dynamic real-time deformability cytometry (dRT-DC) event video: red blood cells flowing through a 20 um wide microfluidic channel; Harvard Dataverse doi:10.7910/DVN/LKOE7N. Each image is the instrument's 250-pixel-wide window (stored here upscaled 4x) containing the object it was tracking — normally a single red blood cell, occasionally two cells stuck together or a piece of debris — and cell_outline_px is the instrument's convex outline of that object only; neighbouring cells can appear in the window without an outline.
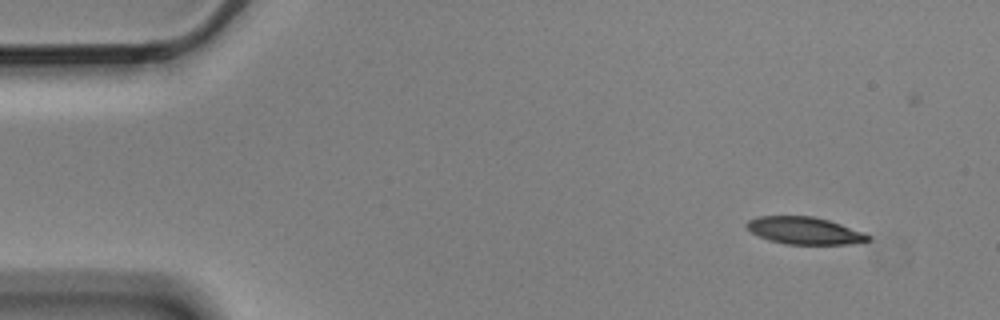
{"species": "Egyptian fruit bat (a non-hibernating species)", "species_latin": "Rousettus aegyptiacus", "temperature_condition": "cold", "stored_images_in_passage": 4, "camera_frame_rate_fps": 3000, "um_per_image_px": 0.085, "animal": {"sex": "male"}, "frame": {"image": 1, "passage_image": 1, "time_ms": 0.0, "image_size_px": [1000, 320], "cell_outline_px": [[872, 240], [852, 244], [784, 244], [768, 240], [752, 232], [744, 224], [748, 220], [760, 216], [812, 216], [828, 220], [864, 232], [872, 236]], "centroid_in_image_um": [68.41, 19.61], "position_along_channel_um": 16.6, "area_um2": 19.31}}
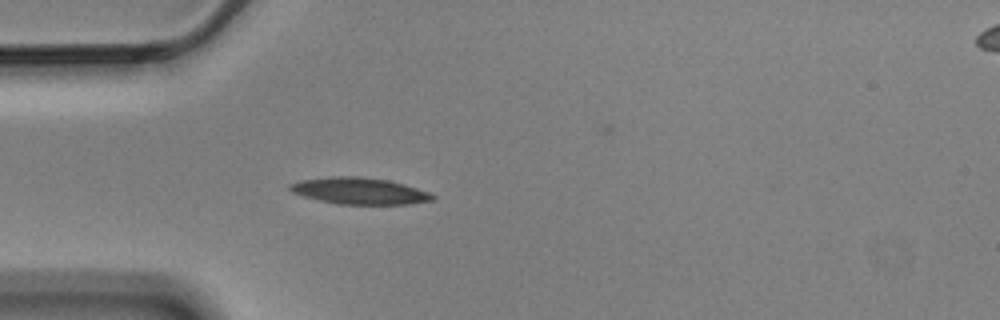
{"frame": {"image": 2, "passage_image": 3, "time_ms": 0.667, "image_size_px": [1000, 320], "cell_outline_px": [[436, 200], [408, 204], [340, 204], [320, 200], [304, 196], [292, 192], [288, 188], [288, 184], [300, 180], [332, 176], [360, 176], [388, 180], [404, 184], [428, 192], [436, 196]], "centroid_in_image_um": [30.56, 16.22], "position_along_channel_um": 54.4, "area_um2": 22.08}}